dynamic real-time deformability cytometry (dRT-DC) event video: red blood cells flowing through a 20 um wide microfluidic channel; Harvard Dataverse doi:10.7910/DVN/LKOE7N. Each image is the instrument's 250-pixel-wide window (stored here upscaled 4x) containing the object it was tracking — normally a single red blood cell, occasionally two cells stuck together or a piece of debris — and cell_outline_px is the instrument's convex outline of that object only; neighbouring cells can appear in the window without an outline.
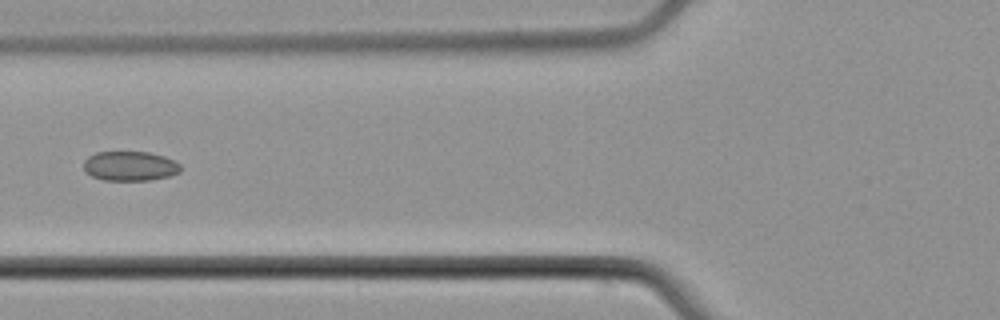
{"species": "common noctule bat (a hibernating species)", "species_latin": "Nyctalus noctula", "temperature_condition": "cold", "stored_images_in_passage": 6, "camera_frame_rate_fps": 3000, "um_per_image_px": 0.085, "animal": {"sex": "male", "body_mass_g": 21.5, "forearm_length_mm": 52.0}, "frame": {"image": 1, "passage_image": 6, "time_ms": 6.0, "image_size_px": [1000, 320], "cell_outline_px": [[180, 172], [172, 176], [152, 180], [104, 180], [92, 176], [84, 172], [84, 160], [88, 156], [96, 152], [148, 152], [164, 156], [180, 164]], "centroid_in_image_um": [11.04, 14.12], "position_along_channel_um": 114.8, "area_um2": 16.82}}